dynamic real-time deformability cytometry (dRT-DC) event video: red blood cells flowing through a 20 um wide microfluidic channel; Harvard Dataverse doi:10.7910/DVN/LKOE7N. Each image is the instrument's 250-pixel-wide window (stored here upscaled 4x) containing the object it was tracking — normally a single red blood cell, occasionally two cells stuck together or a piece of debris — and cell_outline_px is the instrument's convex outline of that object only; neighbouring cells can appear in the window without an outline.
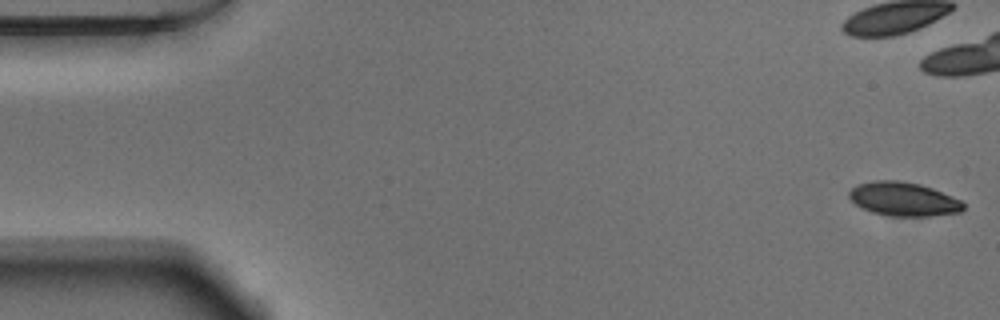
{"species": "Egyptian fruit bat (a non-hibernating species)", "species_latin": "Rousettus aegyptiacus", "temperature_condition": "warm", "stored_images_in_passage": 17, "camera_frame_rate_fps": 3000, "um_per_image_px": 0.085, "animal": {"sex": "male"}, "frame": {"image": 1, "passage_image": 1, "time_ms": 0.0, "image_size_px": [1000, 320], "cell_outline_px": [[964, 208], [960, 212], [932, 216], [892, 216], [872, 212], [856, 204], [848, 196], [848, 192], [856, 184], [876, 180], [900, 180], [920, 184], [932, 188], [960, 200], [964, 204]], "centroid_in_image_um": [76.79, 16.91], "position_along_channel_um": 8.2, "area_um2": 22.43}}